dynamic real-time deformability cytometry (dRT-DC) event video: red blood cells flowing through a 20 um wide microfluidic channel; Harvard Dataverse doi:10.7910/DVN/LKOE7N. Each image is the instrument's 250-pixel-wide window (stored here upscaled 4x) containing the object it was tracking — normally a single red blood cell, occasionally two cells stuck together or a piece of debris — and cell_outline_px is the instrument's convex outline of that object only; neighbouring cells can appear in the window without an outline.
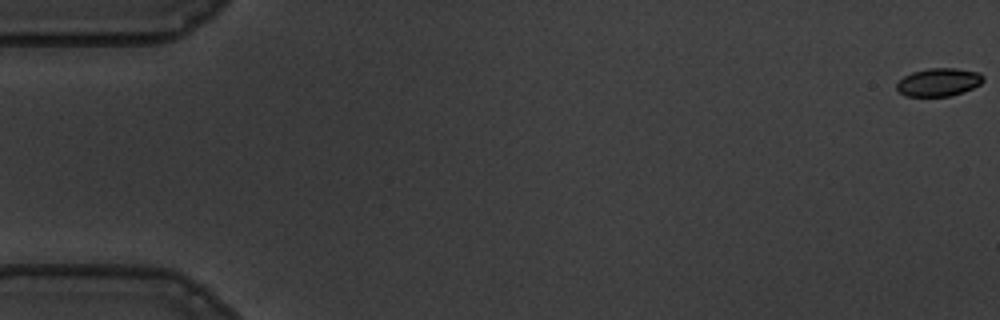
{"species": "common noctule bat (a hibernating species)", "species_latin": "Nyctalus noctula", "temperature_condition": "warm", "stored_images_in_passage": 58, "camera_frame_rate_fps": 3000, "um_per_image_px": 0.085, "animal": {"sex": "male", "body_mass_g": 19.5, "forearm_length_mm": 54.6}, "frame": {"image": 1, "passage_image": 1, "time_ms": 0.0, "image_size_px": [1000, 320], "cell_outline_px": [[984, 80], [980, 84], [964, 92], [952, 96], [904, 96], [896, 88], [896, 84], [904, 76], [912, 72], [928, 68], [956, 68], [980, 72], [984, 76]], "centroid_in_image_um": [79.81, 6.98], "position_along_channel_um": 5.2, "area_um2": 14.28}}
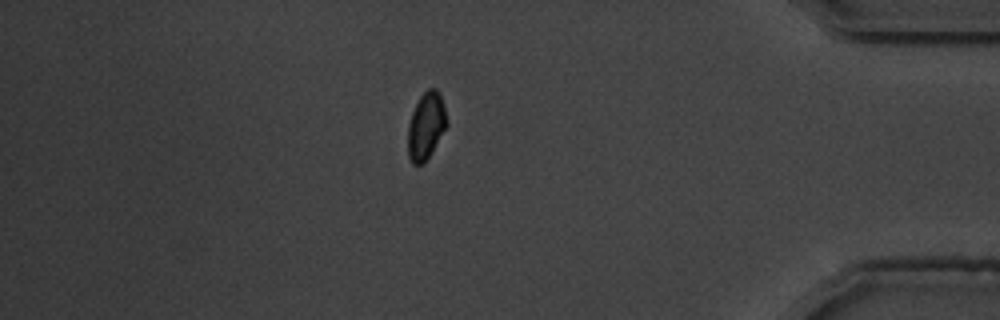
{"frame": {"image": 2, "passage_image": 50, "time_ms": 16.333, "image_size_px": [1000, 320], "cell_outline_px": [[448, 124], [424, 164], [412, 164], [408, 156], [408, 124], [412, 112], [420, 96], [428, 88], [436, 88], [440, 92]], "centroid_in_image_um": [36.21, 10.7], "position_along_channel_um": 399.0, "area_um2": 15.14}}
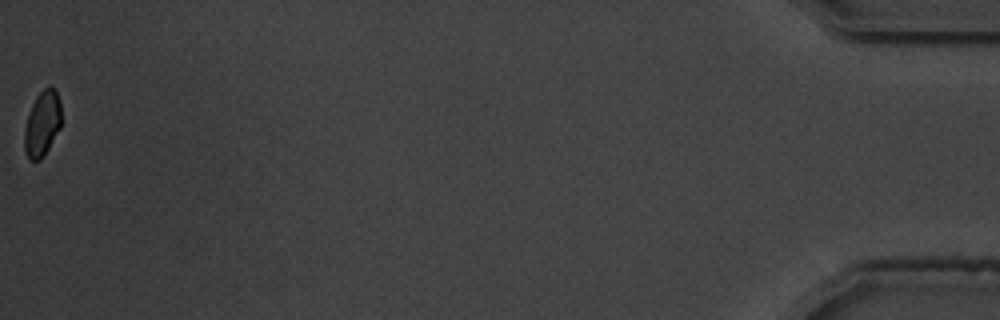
{"frame": {"image": 3, "passage_image": 58, "time_ms": 19.0, "image_size_px": [1000, 320], "cell_outline_px": [[60, 128], [44, 156], [40, 160], [28, 160], [24, 148], [24, 128], [28, 112], [36, 96], [48, 84], [56, 92], [60, 100]], "centroid_in_image_um": [3.57, 10.52], "position_along_channel_um": 431.6, "area_um2": 14.16}, "authors_computed_cell_mechanics": {"area_um2": 15.317, "velocity_mm_per_s": 3.5658, "shape_relaxation_time_tau1_ms": 3.6433, "shape_relaxation_time_tau2_ms": 1.0187, "deformation_change_tau1": 0.1021, "deformation_change_tau2": 0.0394}}